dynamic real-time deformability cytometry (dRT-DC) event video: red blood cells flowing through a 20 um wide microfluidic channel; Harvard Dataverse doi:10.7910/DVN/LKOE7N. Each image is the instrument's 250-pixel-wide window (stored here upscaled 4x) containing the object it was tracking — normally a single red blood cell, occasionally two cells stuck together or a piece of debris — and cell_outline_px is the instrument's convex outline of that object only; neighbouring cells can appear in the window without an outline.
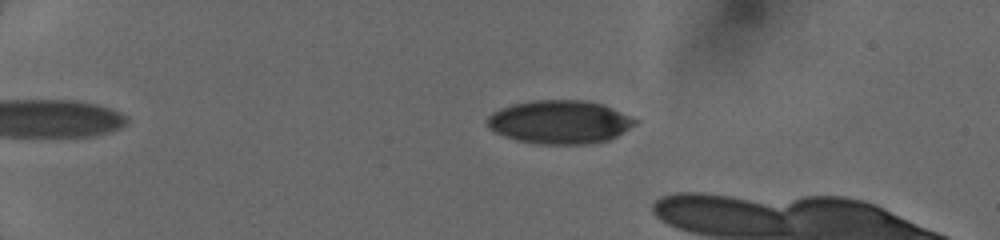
{"species": "human", "species_latin": "Homo sapiens", "temperature_condition": "cold", "stored_images_in_passage": 15, "camera_frame_rate_fps": 3000, "um_per_image_px": 0.085, "donor": {"sex": "female"}, "frame": {"image": 1, "passage_image": 4, "time_ms": 1.0, "image_size_px": [1000, 240], "cell_outline_px": [[640, 120], [636, 124], [616, 136], [608, 140], [588, 144], [536, 144], [516, 140], [504, 136], [488, 128], [488, 116], [492, 112], [500, 108], [512, 104], [532, 100], [584, 100], [600, 104], [612, 108]], "centroid_in_image_um": [47.57, 10.37], "position_along_channel_um": 37.4, "area_um2": 37.45}}
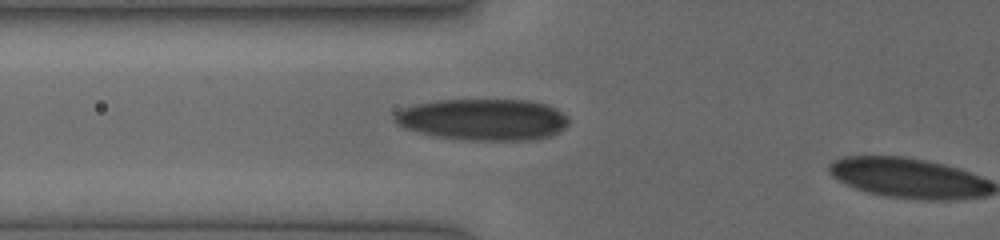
{"frame": {"image": 2, "passage_image": 14, "time_ms": 4.0, "image_size_px": [1000, 240], "cell_outline_px": [[568, 124], [560, 132], [552, 136], [536, 140], [452, 140], [432, 136], [416, 132], [404, 128], [396, 124], [392, 120], [392, 116], [396, 112], [404, 108], [436, 100], [528, 100], [548, 104], [556, 108], [568, 116]], "centroid_in_image_um": [41.07, 10.18], "position_along_channel_um": 84.7, "area_um2": 42.83}}